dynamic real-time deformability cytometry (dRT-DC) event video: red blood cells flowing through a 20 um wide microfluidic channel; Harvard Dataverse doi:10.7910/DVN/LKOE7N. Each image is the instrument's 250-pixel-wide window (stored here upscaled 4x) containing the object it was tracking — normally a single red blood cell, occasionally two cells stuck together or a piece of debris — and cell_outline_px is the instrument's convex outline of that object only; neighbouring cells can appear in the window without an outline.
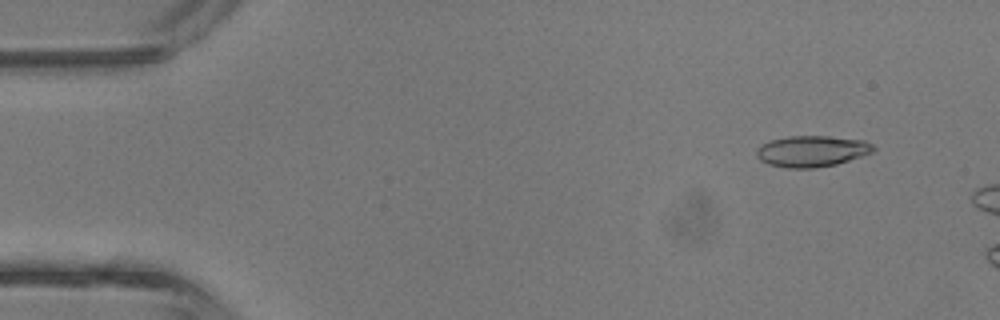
{"species": "common noctule bat (a hibernating species)", "species_latin": "Nyctalus noctula", "temperature_condition": "room temperature", "stored_images_in_passage": 6, "camera_frame_rate_fps": 3000, "um_per_image_px": 0.085, "animal": {"sex": "male", "body_mass_g": 13.3}, "frame": {"image": 1, "passage_image": 2, "time_ms": 0.333, "image_size_px": [1000, 320], "cell_outline_px": [[876, 148], [872, 152], [836, 164], [816, 168], [788, 168], [768, 164], [760, 160], [756, 156], [756, 148], [760, 144], [772, 140], [788, 136], [828, 136], [864, 140], [872, 144]], "centroid_in_image_um": [68.97, 12.85], "position_along_channel_um": 16.0, "area_um2": 21.21}}